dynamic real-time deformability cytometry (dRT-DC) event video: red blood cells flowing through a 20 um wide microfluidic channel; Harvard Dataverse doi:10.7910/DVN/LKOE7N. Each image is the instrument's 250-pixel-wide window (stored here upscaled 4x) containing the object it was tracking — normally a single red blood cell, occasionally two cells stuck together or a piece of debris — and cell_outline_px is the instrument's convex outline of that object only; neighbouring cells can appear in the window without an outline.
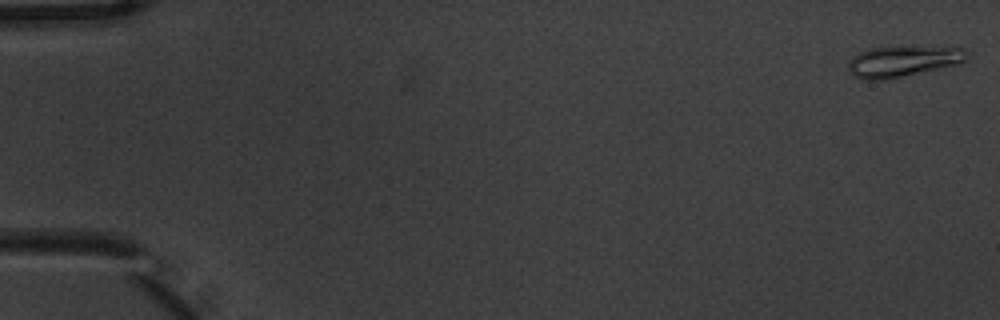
{"species": "common noctule bat (a hibernating species)", "species_latin": "Nyctalus noctula", "temperature_condition": "warm", "stored_images_in_passage": 5, "camera_frame_rate_fps": 3000, "um_per_image_px": 0.085, "animal": {"sex": "male", "body_mass_g": 20.1, "forearm_length_mm": 53.5}, "frame": {"image": 1, "passage_image": 1, "time_ms": 0.0, "image_size_px": [1000, 320], "cell_outline_px": [[968, 60], [960, 64], [888, 80], [864, 80], [852, 76], [848, 68], [848, 60], [852, 56], [868, 48], [964, 48], [968, 52]], "centroid_in_image_um": [76.72, 5.25], "position_along_channel_um": 8.3, "area_um2": 21.33}}